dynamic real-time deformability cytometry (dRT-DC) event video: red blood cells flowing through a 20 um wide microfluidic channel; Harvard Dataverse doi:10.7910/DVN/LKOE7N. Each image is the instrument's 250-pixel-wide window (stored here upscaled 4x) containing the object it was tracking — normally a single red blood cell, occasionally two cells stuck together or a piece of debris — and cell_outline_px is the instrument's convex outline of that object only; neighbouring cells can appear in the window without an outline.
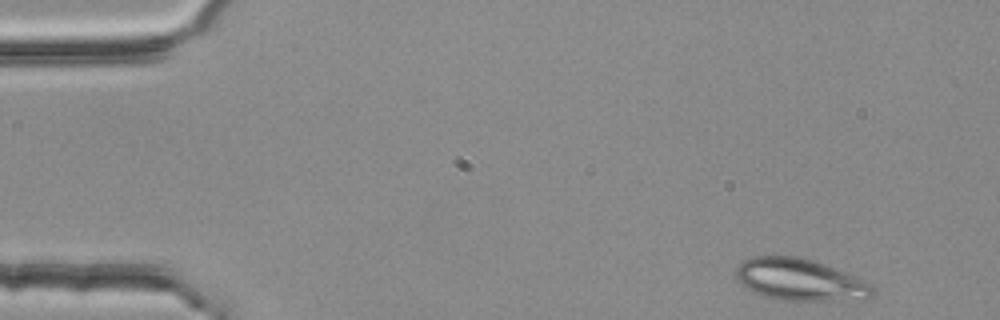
{"species": "common noctule bat (a hibernating species)", "species_latin": "Nyctalus noctula", "temperature_condition": "room temperature", "stored_images_in_passage": 4, "camera_frame_rate_fps": 3000, "um_per_image_px": 0.085, "animal": {"sex": "female", "body_mass_g": 25.1}, "frame": {"image": 1, "passage_image": 1, "time_ms": 0.0, "image_size_px": [1000, 320], "cell_outline_px": [[872, 296], [868, 300], [784, 300], [764, 296], [744, 288], [736, 280], [736, 268], [744, 260], [752, 256], [800, 256], [824, 264], [852, 276], [868, 284], [872, 288]], "centroid_in_image_um": [67.92, 23.78], "position_along_channel_um": 17.1, "area_um2": 33.06}}